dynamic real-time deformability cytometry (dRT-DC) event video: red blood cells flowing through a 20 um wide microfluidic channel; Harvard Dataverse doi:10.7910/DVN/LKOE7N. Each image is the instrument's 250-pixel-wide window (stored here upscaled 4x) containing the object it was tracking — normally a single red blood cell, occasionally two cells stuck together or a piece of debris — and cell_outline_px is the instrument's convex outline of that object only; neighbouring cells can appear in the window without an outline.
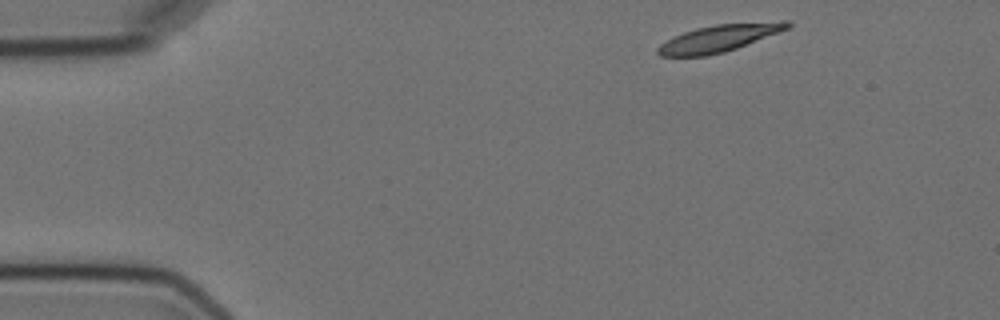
{"species": "Egyptian fruit bat (a non-hibernating species)", "species_latin": "Rousettus aegyptiacus", "temperature_condition": "cold", "stored_images_in_passage": 10, "camera_frame_rate_fps": 3000, "um_per_image_px": 0.085, "animal": {"sex": "female"}, "frame": {"image": 1, "passage_image": 1, "time_ms": 0.0, "image_size_px": [1000, 320], "cell_outline_px": [[792, 24], [788, 28], [780, 32], [736, 48], [724, 52], [708, 56], [660, 56], [656, 52], [656, 48], [660, 44], [684, 32], [696, 28], [716, 24], [780, 20], [792, 20]], "centroid_in_image_um": [61.18, 3.23], "position_along_channel_um": 23.8, "area_um2": 20.58}}
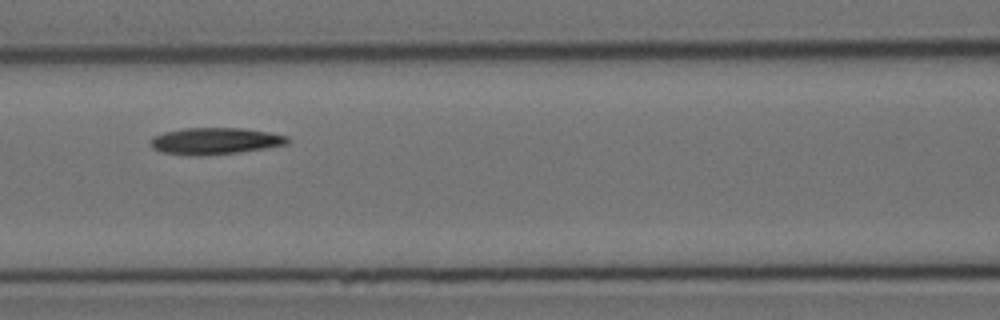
{"frame": {"image": 2, "passage_image": 6, "time_ms": 5.667, "image_size_px": [1000, 320], "cell_outline_px": [[292, 140], [288, 144], [264, 148], [236, 152], [200, 156], [196, 156], [164, 152], [152, 148], [148, 140], [152, 136], [164, 132], [184, 128], [240, 128], [268, 132], [288, 136]], "centroid_in_image_um": [18.26, 11.98], "position_along_channel_um": 148.3, "area_um2": 21.27}}
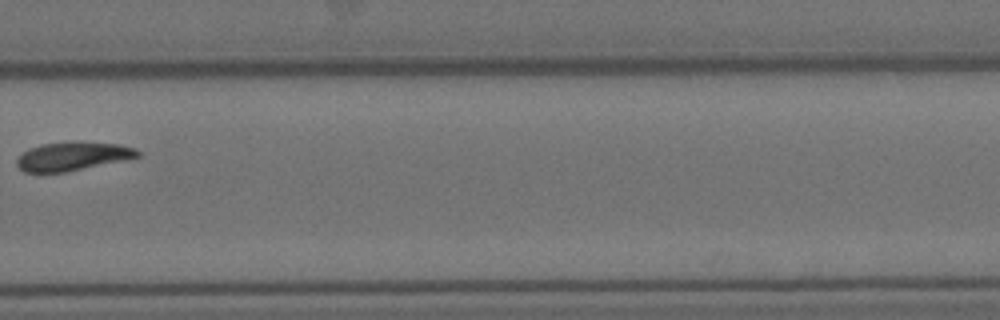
{"frame": {"image": 3, "passage_image": 10, "time_ms": 10.667, "image_size_px": [1000, 320], "cell_outline_px": [[140, 156], [128, 160], [64, 172], [24, 172], [16, 164], [16, 160], [28, 148], [40, 144], [76, 140], [120, 144], [136, 148], [140, 152]], "centroid_in_image_um": [6.22, 13.26], "position_along_channel_um": 323.6, "area_um2": 20.58}}